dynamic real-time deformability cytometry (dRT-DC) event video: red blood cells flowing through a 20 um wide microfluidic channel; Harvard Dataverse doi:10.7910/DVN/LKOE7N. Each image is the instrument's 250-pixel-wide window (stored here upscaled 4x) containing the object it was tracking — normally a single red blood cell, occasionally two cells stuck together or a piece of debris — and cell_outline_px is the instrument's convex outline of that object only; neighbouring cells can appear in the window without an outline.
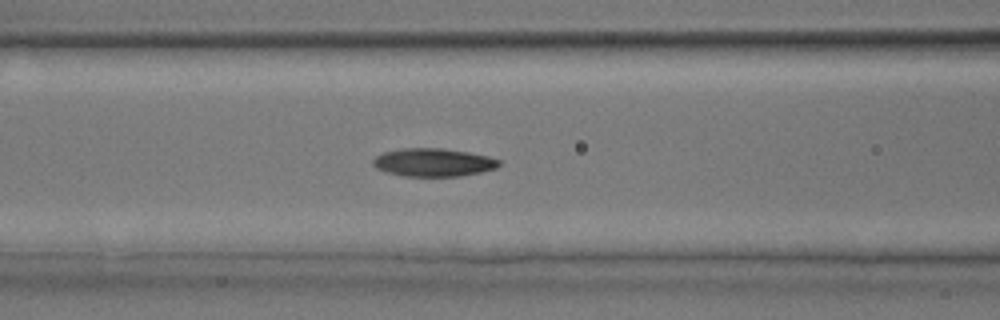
{"species": "common noctule bat (a hibernating species)", "species_latin": "Nyctalus noctula", "temperature_condition": "room temperature", "stored_images_in_passage": 35, "segment_of_instrument_passage": [1, 2], "camera_frame_rate_fps": 3000, "um_per_image_px": 0.085, "animal": {"sex": "male", "body_mass_g": 17.9, "forearm_length_mm": 54.2}, "frame": {"image": 1, "passage_image": 11, "time_ms": 3.333, "image_size_px": [1000, 320], "cell_outline_px": [[500, 164], [496, 168], [480, 172], [460, 176], [404, 176], [388, 172], [376, 168], [372, 164], [372, 160], [376, 156], [384, 152], [404, 148], [444, 148], [468, 152], [488, 156], [500, 160]], "centroid_in_image_um": [36.83, 13.8], "position_along_channel_um": 129.8, "area_um2": 20.58}}
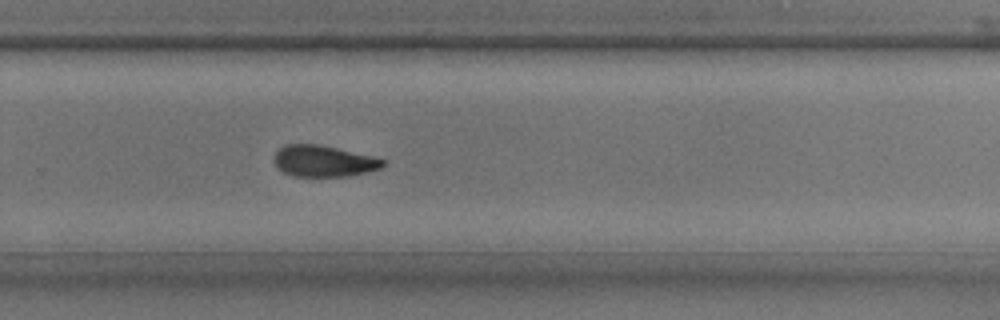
{"frame": {"image": 2, "passage_image": 21, "time_ms": 6.667, "image_size_px": [1000, 320], "cell_outline_px": [[388, 160], [380, 168], [348, 176], [292, 176], [284, 172], [276, 164], [272, 156], [284, 144], [316, 144], [336, 148], [372, 156]], "centroid_in_image_um": [27.49, 13.68], "position_along_channel_um": 302.3, "area_um2": 19.65}}
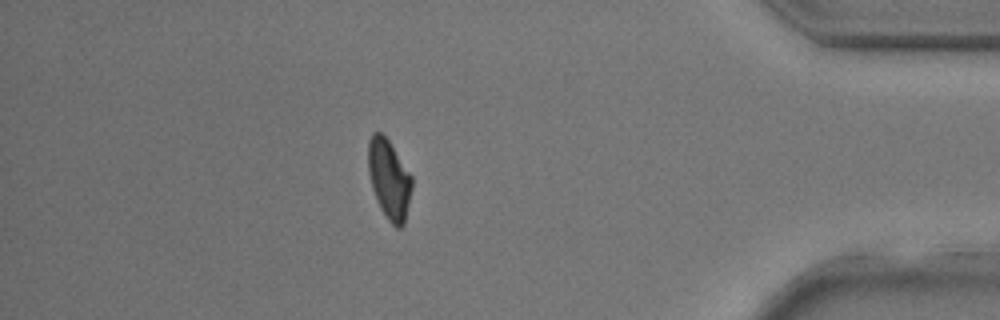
{"frame": {"image": 3, "passage_image": 29, "time_ms": 9.333, "image_size_px": [1000, 320], "cell_outline_px": [[412, 188], [404, 224], [400, 228], [396, 228], [388, 220], [380, 208], [372, 188], [368, 172], [368, 140], [372, 132], [380, 132], [388, 140], [412, 176]], "centroid_in_image_um": [33.06, 15.24], "position_along_channel_um": 402.1, "area_um2": 20.17}}